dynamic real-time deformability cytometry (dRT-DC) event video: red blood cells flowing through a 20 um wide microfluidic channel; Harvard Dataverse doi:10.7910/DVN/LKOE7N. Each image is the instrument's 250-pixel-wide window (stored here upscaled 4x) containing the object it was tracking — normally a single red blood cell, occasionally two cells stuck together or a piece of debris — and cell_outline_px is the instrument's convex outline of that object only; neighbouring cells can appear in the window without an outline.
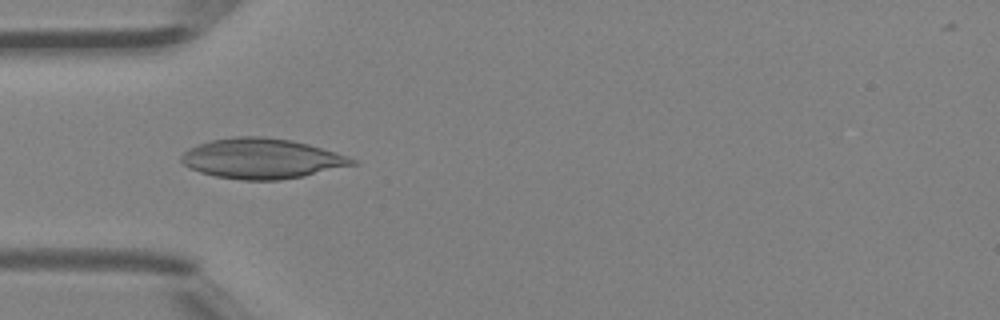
{"species": "Egyptian fruit bat (a non-hibernating species)", "species_latin": "Rousettus aegyptiacus", "temperature_condition": "room temperature", "stored_images_in_passage": 1, "camera_frame_rate_fps": 3000, "um_per_image_px": 0.085, "animal": {"sex": "female"}, "frame": {"image": 1, "passage_image": 1, "time_ms": 0.0, "image_size_px": [1000, 320], "cell_outline_px": [[360, 164], [304, 176], [280, 180], [240, 180], [216, 176], [200, 172], [188, 168], [180, 160], [180, 156], [188, 148], [196, 144], [212, 140], [236, 136], [260, 136], [292, 140], [308, 144], [336, 152], [348, 156], [356, 160]], "centroid_in_image_um": [22.26, 13.48], "position_along_channel_um": 62.7, "area_um2": 40.29}}